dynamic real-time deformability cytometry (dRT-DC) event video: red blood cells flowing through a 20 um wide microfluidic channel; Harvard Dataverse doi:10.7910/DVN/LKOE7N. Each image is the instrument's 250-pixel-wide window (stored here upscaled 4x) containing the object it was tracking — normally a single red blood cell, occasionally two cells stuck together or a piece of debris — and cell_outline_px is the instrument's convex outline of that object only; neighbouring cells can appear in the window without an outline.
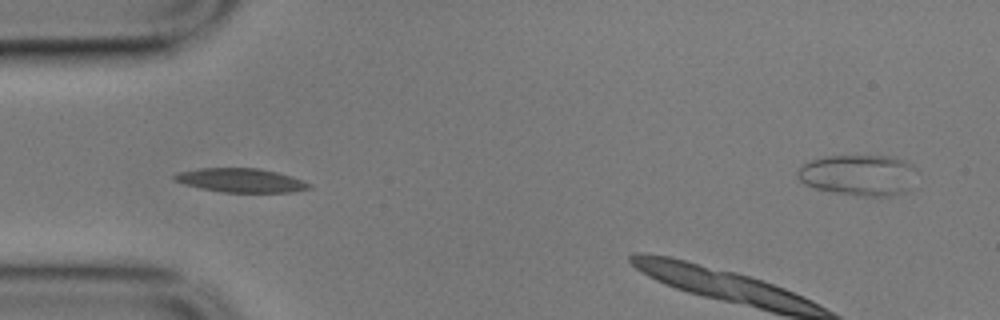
{"species": "common noctule bat (a hibernating species)", "species_latin": "Nyctalus noctula", "temperature_condition": "cold", "stored_images_in_passage": 43, "camera_frame_rate_fps": 3000, "um_per_image_px": 0.085, "animal": {"sex": "male", "body_mass_g": 17.9}, "frame": {"image": 1, "passage_image": 13, "time_ms": 4.0, "image_size_px": [1000, 320], "cell_outline_px": [[312, 188], [292, 192], [224, 192], [200, 188], [184, 184], [172, 180], [172, 176], [180, 172], [200, 168], [260, 168], [292, 176], [312, 184]], "centroid_in_image_um": [20.49, 15.33], "position_along_channel_um": 64.5, "area_um2": 18.79}}
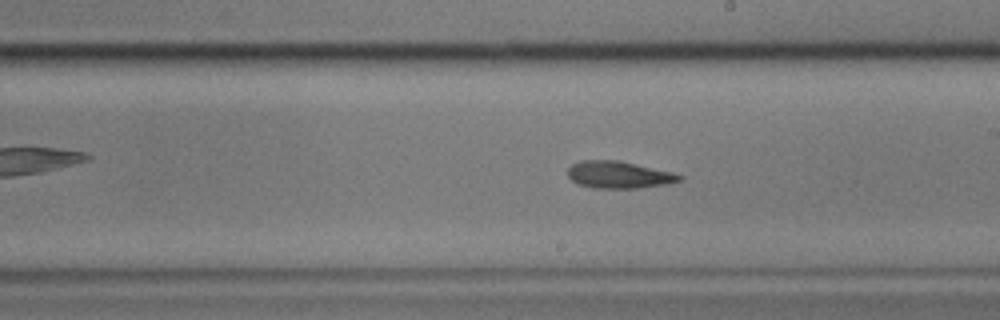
{"frame": {"image": 2, "passage_image": 28, "time_ms": 9.0, "image_size_px": [1000, 320], "cell_outline_px": [[684, 180], [668, 184], [636, 188], [592, 188], [576, 184], [568, 176], [568, 168], [572, 164], [580, 160], [620, 160], [672, 172], [684, 176]], "centroid_in_image_um": [52.61, 14.85], "position_along_channel_um": 236.4, "area_um2": 17.86}}
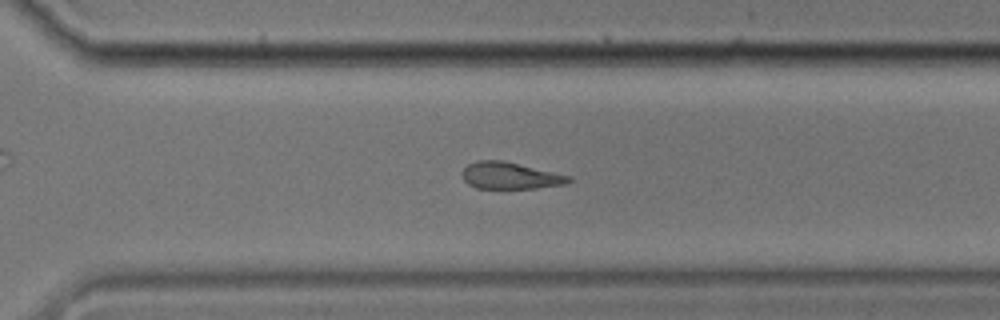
{"frame": {"image": 3, "passage_image": 36, "time_ms": 11.667, "image_size_px": [1000, 320], "cell_outline_px": [[572, 180], [564, 184], [536, 188], [476, 188], [468, 184], [464, 180], [460, 172], [468, 164], [476, 160], [504, 160], [572, 176]], "centroid_in_image_um": [43.34, 14.92], "position_along_channel_um": 327.3, "area_um2": 16.76}, "authors_computed_cell_mechanics": {"area_um2": 18.1492, "velocity_mm_per_s": 3.4349, "shape_relaxation_time_tau1_ms": 6.7568, "shape_relaxation_time_tau2_ms": null, "deformation_change_tau1": 0.1572, "deformation_change_tau2": null}}